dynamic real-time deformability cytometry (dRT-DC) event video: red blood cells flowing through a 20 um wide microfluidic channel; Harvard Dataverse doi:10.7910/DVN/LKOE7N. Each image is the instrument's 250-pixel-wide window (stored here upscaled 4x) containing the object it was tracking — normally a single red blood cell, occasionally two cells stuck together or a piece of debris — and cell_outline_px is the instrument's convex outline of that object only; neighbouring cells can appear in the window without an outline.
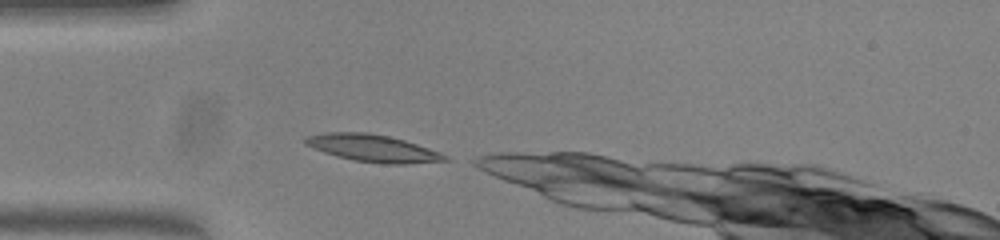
{"species": "common noctule bat (a hibernating species)", "species_latin": "Nyctalus noctula", "temperature_condition": "warm", "stored_images_in_passage": 15, "camera_frame_rate_fps": 3000, "um_per_image_px": 0.085, "animal": {"sex": "female", "body_mass_g": 23.0, "forearm_length_mm": 53.4}, "frame": {"image": 1, "passage_image": 1, "time_ms": 0.0, "image_size_px": [1000, 240], "cell_outline_px": [[452, 160], [404, 164], [384, 164], [352, 160], [336, 156], [324, 152], [304, 144], [304, 136], [328, 132], [368, 132], [388, 136], [404, 140], [440, 152], [448, 156]], "centroid_in_image_um": [31.69, 12.6], "position_along_channel_um": 53.3, "area_um2": 22.2}}
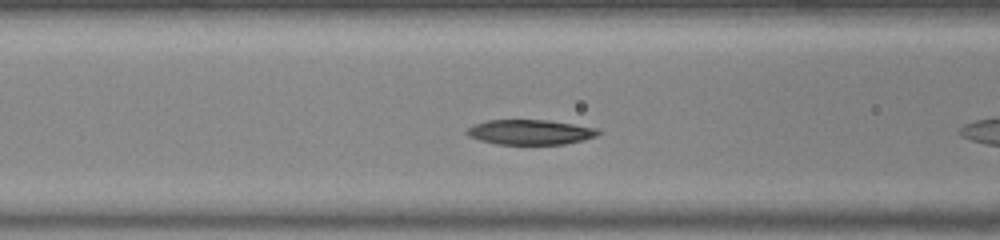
{"frame": {"image": 2, "passage_image": 7, "time_ms": 2.0, "image_size_px": [1000, 240], "cell_outline_px": [[600, 132], [596, 136], [584, 140], [564, 144], [496, 144], [480, 140], [468, 136], [464, 132], [468, 128], [476, 124], [488, 120], [548, 120], [596, 128]], "centroid_in_image_um": [45.05, 11.23], "position_along_channel_um": 121.6, "area_um2": 18.96}}
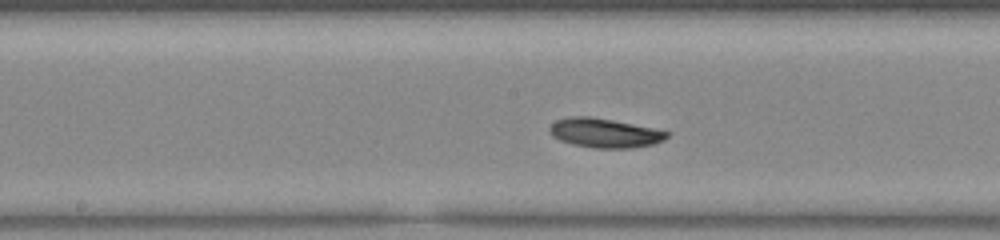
{"frame": {"image": 3, "passage_image": 13, "time_ms": 4.0, "image_size_px": [1000, 240], "cell_outline_px": [[672, 132], [664, 140], [652, 144], [632, 148], [592, 148], [572, 144], [560, 140], [552, 136], [548, 132], [548, 128], [556, 120], [572, 116], [588, 116], [612, 120]], "centroid_in_image_um": [51.37, 11.31], "position_along_channel_um": 196.8, "area_um2": 20.0}}